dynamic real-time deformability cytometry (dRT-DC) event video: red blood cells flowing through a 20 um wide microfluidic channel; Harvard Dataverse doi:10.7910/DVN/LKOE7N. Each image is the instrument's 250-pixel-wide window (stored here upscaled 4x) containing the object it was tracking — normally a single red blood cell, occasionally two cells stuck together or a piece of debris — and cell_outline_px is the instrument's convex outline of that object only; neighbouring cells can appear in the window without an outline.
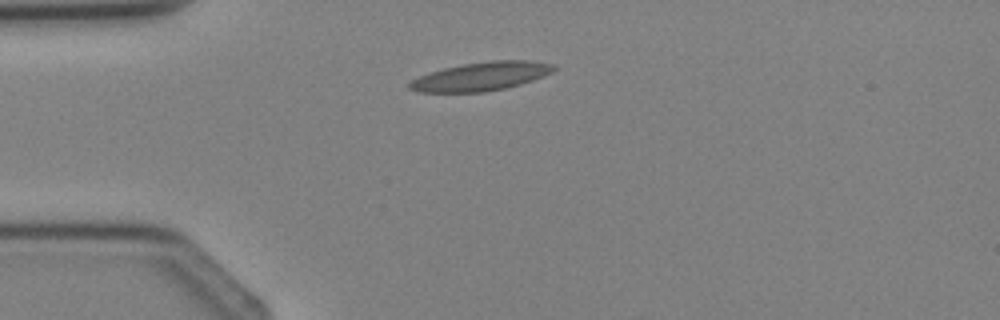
{"species": "Egyptian fruit bat (a non-hibernating species)", "species_latin": "Rousettus aegyptiacus", "temperature_condition": "cold", "stored_images_in_passage": 3, "camera_frame_rate_fps": 3000, "um_per_image_px": 0.085, "animal": {"sex": "female"}, "frame": {"image": 1, "passage_image": 3, "time_ms": 3.0, "image_size_px": [1000, 320], "cell_outline_px": [[556, 68], [552, 72], [544, 76], [520, 84], [504, 88], [484, 92], [416, 92], [408, 88], [408, 84], [412, 80], [420, 76], [444, 68], [464, 64], [492, 60], [528, 60], [556, 64]], "centroid_in_image_um": [40.92, 6.49], "position_along_channel_um": 44.1, "area_um2": 23.93}}